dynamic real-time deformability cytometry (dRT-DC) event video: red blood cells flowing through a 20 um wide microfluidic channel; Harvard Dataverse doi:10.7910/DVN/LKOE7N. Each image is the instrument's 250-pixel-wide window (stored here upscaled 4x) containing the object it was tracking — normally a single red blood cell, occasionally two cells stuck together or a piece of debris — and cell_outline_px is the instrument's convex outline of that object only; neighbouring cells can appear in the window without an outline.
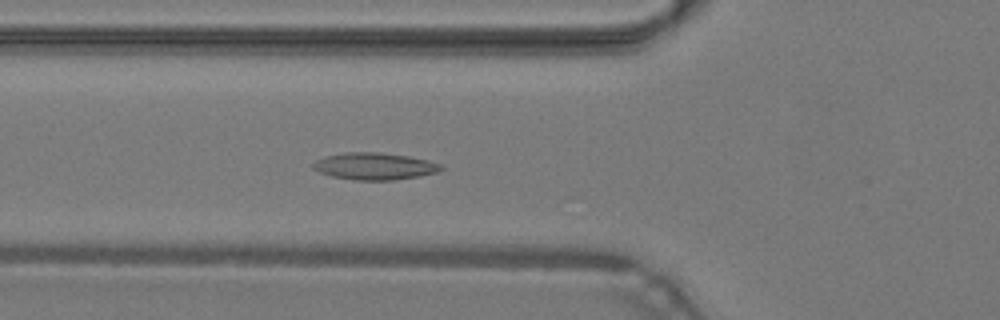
{"species": "common noctule bat (a hibernating species)", "species_latin": "Nyctalus noctula", "temperature_condition": "warm", "stored_images_in_passage": 49, "camera_frame_rate_fps": 3000, "um_per_image_px": 0.085, "animal": {"sex": "male", "body_mass_g": 19.2, "forearm_length_mm": 51.8}, "frame": {"image": 1, "passage_image": 18, "time_ms": 5.667, "image_size_px": [1000, 320], "cell_outline_px": [[444, 168], [436, 172], [420, 176], [392, 180], [356, 180], [332, 176], [320, 172], [312, 168], [312, 164], [316, 160], [324, 156], [348, 152], [376, 152], [408, 156], [428, 160], [440, 164]], "centroid_in_image_um": [31.82, 14.13], "position_along_channel_um": 94.0, "area_um2": 20.0}}
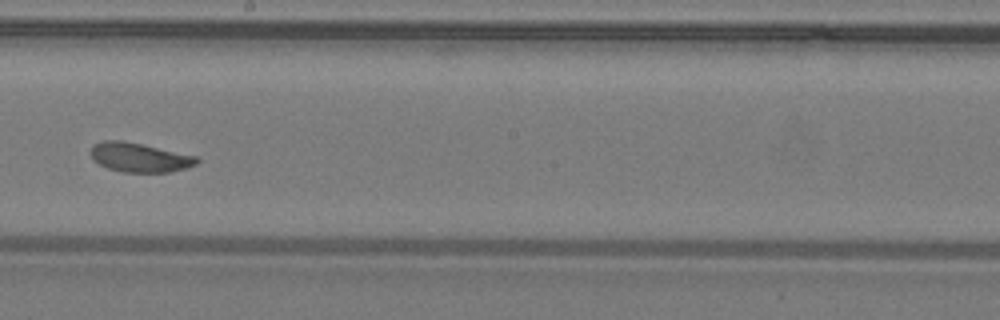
{"frame": {"image": 2, "passage_image": 28, "time_ms": 9.0, "image_size_px": [1000, 320], "cell_outline_px": [[200, 160], [196, 164], [184, 168], [168, 172], [124, 172], [108, 168], [100, 164], [92, 156], [92, 144], [104, 140], [120, 140], [140, 144], [196, 156]], "centroid_in_image_um": [11.86, 13.38], "position_along_channel_um": 236.3, "area_um2": 17.63}}
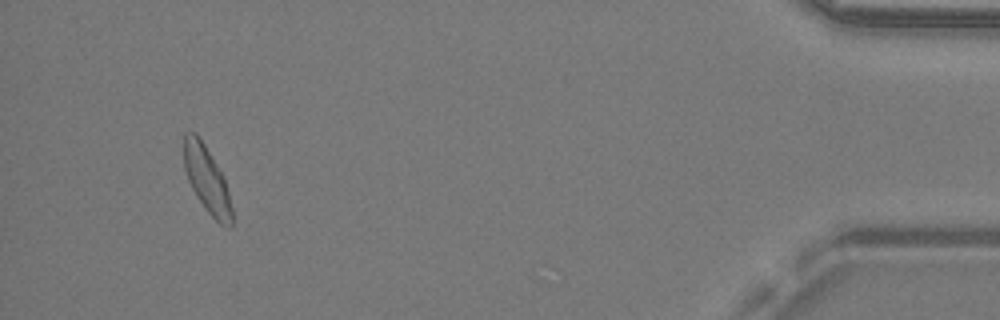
{"frame": {"image": 3, "passage_image": 46, "time_ms": 15.0, "image_size_px": [1000, 320], "cell_outline_px": [[232, 224], [228, 228], [220, 224], [204, 208], [192, 188], [188, 180], [184, 168], [184, 132], [196, 132], [204, 144], [224, 176], [232, 208]], "centroid_in_image_um": [17.58, 15.26], "position_along_channel_um": 417.6, "area_um2": 18.44}, "authors_computed_cell_mechanics": {"area_um2": 18.5538, "velocity_mm_per_s": 4.2568, "shape_relaxation_time_tau1_ms": 3.7178, "shape_relaxation_time_tau2_ms": 1.6333, "deformation_change_tau1": 0.1356, "deformation_change_tau2": 0.0659}}